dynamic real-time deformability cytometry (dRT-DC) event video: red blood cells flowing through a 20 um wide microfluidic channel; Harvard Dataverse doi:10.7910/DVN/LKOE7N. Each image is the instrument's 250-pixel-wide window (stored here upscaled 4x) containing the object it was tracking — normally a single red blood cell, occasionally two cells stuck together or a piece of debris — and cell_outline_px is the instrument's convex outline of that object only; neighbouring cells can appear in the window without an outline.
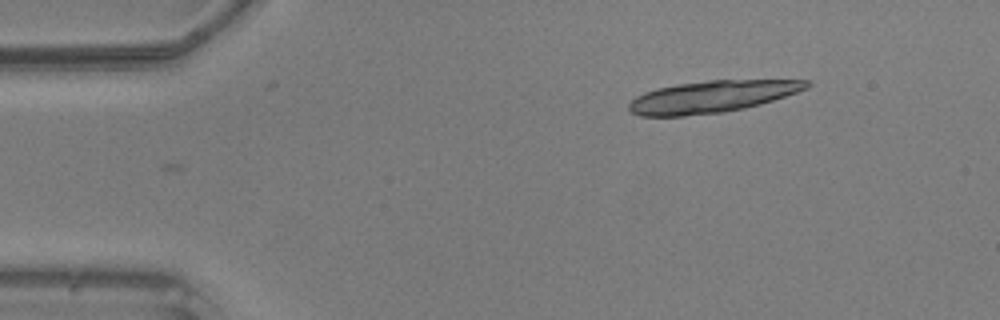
{"species": "common noctule bat (a hibernating species)", "species_latin": "Nyctalus noctula", "temperature_condition": "warm", "stored_images_in_passage": 10, "camera_frame_rate_fps": 3000, "um_per_image_px": 0.085, "animal": {"sex": "male", "body_mass_g": 20.5, "forearm_length_mm": 52.5}, "frame": {"image": 1, "passage_image": 1, "time_ms": 0.0, "image_size_px": [1000, 320], "cell_outline_px": [[812, 84], [808, 88], [760, 104], [744, 108], [724, 112], [684, 116], [640, 116], [632, 112], [628, 108], [628, 104], [636, 96], [644, 92], [656, 88], [676, 84], [708, 80], [808, 80]], "centroid_in_image_um": [60.48, 8.21], "position_along_channel_um": 24.5, "area_um2": 32.95}}